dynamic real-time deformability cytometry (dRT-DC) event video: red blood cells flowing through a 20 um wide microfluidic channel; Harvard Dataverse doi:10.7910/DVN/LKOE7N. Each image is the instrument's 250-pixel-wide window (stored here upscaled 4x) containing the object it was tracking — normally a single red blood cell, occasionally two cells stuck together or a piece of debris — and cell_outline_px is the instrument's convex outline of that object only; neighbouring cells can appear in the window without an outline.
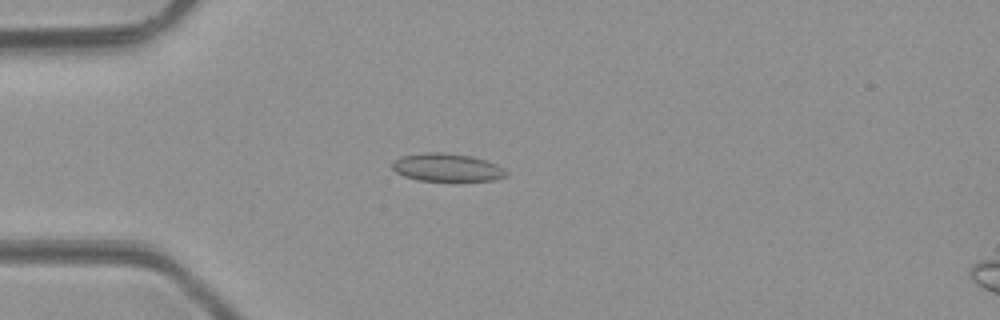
{"species": "common noctule bat (a hibernating species)", "species_latin": "Nyctalus noctula", "temperature_condition": "room temperature", "stored_images_in_passage": 48, "camera_frame_rate_fps": 3000, "um_per_image_px": 0.085, "animal": {"sex": "male", "body_mass_g": 23.1, "forearm_length_mm": 52.7}, "frame": {"image": 1, "passage_image": 13, "time_ms": 4.0, "image_size_px": [1000, 320], "cell_outline_px": [[508, 176], [492, 180], [416, 180], [404, 176], [396, 172], [392, 168], [392, 164], [400, 156], [424, 152], [444, 152], [472, 156], [496, 164], [504, 168], [508, 172]], "centroid_in_image_um": [37.99, 14.22], "position_along_channel_um": 47.0, "area_um2": 18.5}}
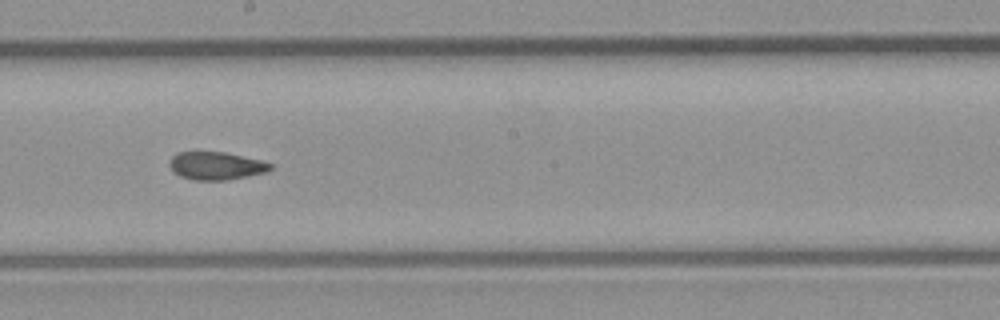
{"frame": {"image": 2, "passage_image": 27, "time_ms": 8.667, "image_size_px": [1000, 320], "cell_outline_px": [[272, 168], [264, 172], [248, 176], [228, 180], [192, 180], [180, 176], [172, 168], [172, 156], [176, 152], [224, 152], [260, 160], [272, 164]], "centroid_in_image_um": [18.39, 14.1], "position_along_channel_um": 229.8, "area_um2": 16.07}}
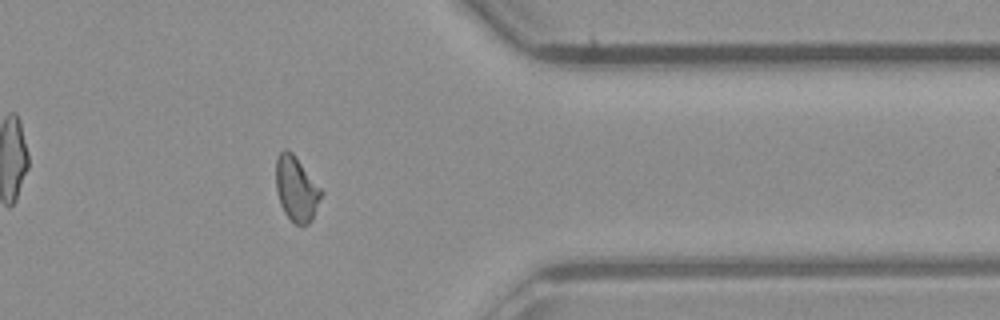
{"frame": {"image": 3, "passage_image": 39, "time_ms": 12.667, "image_size_px": [1000, 320], "cell_outline_px": [[324, 192], [312, 220], [308, 224], [296, 224], [284, 212], [280, 204], [276, 188], [276, 156], [284, 148], [292, 152]], "centroid_in_image_um": [25.19, 16.04], "position_along_channel_um": 386.2, "area_um2": 17.05}, "authors_computed_cell_mechanics": {"area_um2": 17.1377, "velocity_mm_per_s": 4.2768, "shape_relaxation_time_tau1_ms": null, "shape_relaxation_time_tau2_ms": 2.7546, "deformation_change_tau1": null, "deformation_change_tau2": 0.0591}}